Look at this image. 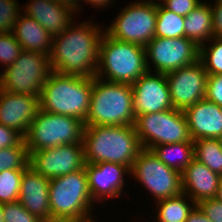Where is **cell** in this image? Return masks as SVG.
Returning <instances> with one entry per match:
<instances>
[{"label": "cell", "instance_id": "6da1fadb", "mask_svg": "<svg viewBox=\"0 0 222 222\" xmlns=\"http://www.w3.org/2000/svg\"><path fill=\"white\" fill-rule=\"evenodd\" d=\"M73 24L61 34L53 36L49 56L52 71L94 78L99 61L100 42L105 30L90 20L80 25Z\"/></svg>", "mask_w": 222, "mask_h": 222}, {"label": "cell", "instance_id": "7a4b0ae2", "mask_svg": "<svg viewBox=\"0 0 222 222\" xmlns=\"http://www.w3.org/2000/svg\"><path fill=\"white\" fill-rule=\"evenodd\" d=\"M82 144L85 163L110 162L129 169L143 149L134 125L85 126Z\"/></svg>", "mask_w": 222, "mask_h": 222}, {"label": "cell", "instance_id": "3957f363", "mask_svg": "<svg viewBox=\"0 0 222 222\" xmlns=\"http://www.w3.org/2000/svg\"><path fill=\"white\" fill-rule=\"evenodd\" d=\"M92 86L93 78L52 71L40 92V109L85 122L90 109Z\"/></svg>", "mask_w": 222, "mask_h": 222}, {"label": "cell", "instance_id": "277c9868", "mask_svg": "<svg viewBox=\"0 0 222 222\" xmlns=\"http://www.w3.org/2000/svg\"><path fill=\"white\" fill-rule=\"evenodd\" d=\"M94 203L85 167L50 179L51 222H96L91 215Z\"/></svg>", "mask_w": 222, "mask_h": 222}, {"label": "cell", "instance_id": "5b68a950", "mask_svg": "<svg viewBox=\"0 0 222 222\" xmlns=\"http://www.w3.org/2000/svg\"><path fill=\"white\" fill-rule=\"evenodd\" d=\"M132 85L93 78L85 126L134 125Z\"/></svg>", "mask_w": 222, "mask_h": 222}, {"label": "cell", "instance_id": "8992f818", "mask_svg": "<svg viewBox=\"0 0 222 222\" xmlns=\"http://www.w3.org/2000/svg\"><path fill=\"white\" fill-rule=\"evenodd\" d=\"M148 71L145 47L118 41L103 34L96 77L110 82L133 84Z\"/></svg>", "mask_w": 222, "mask_h": 222}, {"label": "cell", "instance_id": "52a82bcc", "mask_svg": "<svg viewBox=\"0 0 222 222\" xmlns=\"http://www.w3.org/2000/svg\"><path fill=\"white\" fill-rule=\"evenodd\" d=\"M83 121L66 115L39 110L24 137L28 153L83 140Z\"/></svg>", "mask_w": 222, "mask_h": 222}, {"label": "cell", "instance_id": "ba28073f", "mask_svg": "<svg viewBox=\"0 0 222 222\" xmlns=\"http://www.w3.org/2000/svg\"><path fill=\"white\" fill-rule=\"evenodd\" d=\"M51 72L49 56L22 50L12 65L0 73V89L16 94L40 96Z\"/></svg>", "mask_w": 222, "mask_h": 222}, {"label": "cell", "instance_id": "9c48e42d", "mask_svg": "<svg viewBox=\"0 0 222 222\" xmlns=\"http://www.w3.org/2000/svg\"><path fill=\"white\" fill-rule=\"evenodd\" d=\"M135 129L142 148L193 141L182 110L168 109L136 117Z\"/></svg>", "mask_w": 222, "mask_h": 222}, {"label": "cell", "instance_id": "30bf717a", "mask_svg": "<svg viewBox=\"0 0 222 222\" xmlns=\"http://www.w3.org/2000/svg\"><path fill=\"white\" fill-rule=\"evenodd\" d=\"M156 20L155 3L133 2L121 10L105 32L118 41L145 47L155 37Z\"/></svg>", "mask_w": 222, "mask_h": 222}, {"label": "cell", "instance_id": "8fae6325", "mask_svg": "<svg viewBox=\"0 0 222 222\" xmlns=\"http://www.w3.org/2000/svg\"><path fill=\"white\" fill-rule=\"evenodd\" d=\"M130 173L153 194L156 202L182 193L181 173L165 165L152 150L143 148L140 151Z\"/></svg>", "mask_w": 222, "mask_h": 222}, {"label": "cell", "instance_id": "7c38bea8", "mask_svg": "<svg viewBox=\"0 0 222 222\" xmlns=\"http://www.w3.org/2000/svg\"><path fill=\"white\" fill-rule=\"evenodd\" d=\"M146 64L148 71L167 74L179 68L194 64L199 60L200 47L186 37H154L146 46ZM150 58V59H149Z\"/></svg>", "mask_w": 222, "mask_h": 222}, {"label": "cell", "instance_id": "4fadbf2b", "mask_svg": "<svg viewBox=\"0 0 222 222\" xmlns=\"http://www.w3.org/2000/svg\"><path fill=\"white\" fill-rule=\"evenodd\" d=\"M165 75L174 109L184 111L205 99L208 74L200 60Z\"/></svg>", "mask_w": 222, "mask_h": 222}, {"label": "cell", "instance_id": "5bb4252c", "mask_svg": "<svg viewBox=\"0 0 222 222\" xmlns=\"http://www.w3.org/2000/svg\"><path fill=\"white\" fill-rule=\"evenodd\" d=\"M29 155V165L49 179L67 175L85 166L82 142L34 151Z\"/></svg>", "mask_w": 222, "mask_h": 222}, {"label": "cell", "instance_id": "9a60e30c", "mask_svg": "<svg viewBox=\"0 0 222 222\" xmlns=\"http://www.w3.org/2000/svg\"><path fill=\"white\" fill-rule=\"evenodd\" d=\"M135 117L172 109L166 75L147 71L132 84Z\"/></svg>", "mask_w": 222, "mask_h": 222}, {"label": "cell", "instance_id": "2e32d148", "mask_svg": "<svg viewBox=\"0 0 222 222\" xmlns=\"http://www.w3.org/2000/svg\"><path fill=\"white\" fill-rule=\"evenodd\" d=\"M39 110V96L0 89V124L17 131L23 138Z\"/></svg>", "mask_w": 222, "mask_h": 222}, {"label": "cell", "instance_id": "e0dca14e", "mask_svg": "<svg viewBox=\"0 0 222 222\" xmlns=\"http://www.w3.org/2000/svg\"><path fill=\"white\" fill-rule=\"evenodd\" d=\"M85 170L88 177V187L93 201L103 202L108 198L119 197L124 187V176L130 173L127 166L110 163H85Z\"/></svg>", "mask_w": 222, "mask_h": 222}, {"label": "cell", "instance_id": "ac0fdd59", "mask_svg": "<svg viewBox=\"0 0 222 222\" xmlns=\"http://www.w3.org/2000/svg\"><path fill=\"white\" fill-rule=\"evenodd\" d=\"M49 183V178L28 165L23 171L18 199L24 208L44 222H51Z\"/></svg>", "mask_w": 222, "mask_h": 222}, {"label": "cell", "instance_id": "d6986e66", "mask_svg": "<svg viewBox=\"0 0 222 222\" xmlns=\"http://www.w3.org/2000/svg\"><path fill=\"white\" fill-rule=\"evenodd\" d=\"M191 139H220L222 137V107L206 99L184 111Z\"/></svg>", "mask_w": 222, "mask_h": 222}, {"label": "cell", "instance_id": "ffe728a7", "mask_svg": "<svg viewBox=\"0 0 222 222\" xmlns=\"http://www.w3.org/2000/svg\"><path fill=\"white\" fill-rule=\"evenodd\" d=\"M220 180L219 174L194 158L181 172L182 192L197 204L206 199L216 198Z\"/></svg>", "mask_w": 222, "mask_h": 222}, {"label": "cell", "instance_id": "44dd1931", "mask_svg": "<svg viewBox=\"0 0 222 222\" xmlns=\"http://www.w3.org/2000/svg\"><path fill=\"white\" fill-rule=\"evenodd\" d=\"M25 6L22 13L35 19L51 36L61 34L75 20L73 16L76 11L57 0H31Z\"/></svg>", "mask_w": 222, "mask_h": 222}, {"label": "cell", "instance_id": "7402d4cb", "mask_svg": "<svg viewBox=\"0 0 222 222\" xmlns=\"http://www.w3.org/2000/svg\"><path fill=\"white\" fill-rule=\"evenodd\" d=\"M12 32L22 46V50L35 51L50 56L53 36L35 19L25 14L22 15L21 12Z\"/></svg>", "mask_w": 222, "mask_h": 222}, {"label": "cell", "instance_id": "603a6c76", "mask_svg": "<svg viewBox=\"0 0 222 222\" xmlns=\"http://www.w3.org/2000/svg\"><path fill=\"white\" fill-rule=\"evenodd\" d=\"M184 37L195 42L199 47L213 37L212 6L205 1L189 12L184 19ZM208 40V41H207Z\"/></svg>", "mask_w": 222, "mask_h": 222}, {"label": "cell", "instance_id": "cb8c5ba5", "mask_svg": "<svg viewBox=\"0 0 222 222\" xmlns=\"http://www.w3.org/2000/svg\"><path fill=\"white\" fill-rule=\"evenodd\" d=\"M151 150L165 165L180 173L194 159V141L157 145Z\"/></svg>", "mask_w": 222, "mask_h": 222}, {"label": "cell", "instance_id": "d4e9b609", "mask_svg": "<svg viewBox=\"0 0 222 222\" xmlns=\"http://www.w3.org/2000/svg\"><path fill=\"white\" fill-rule=\"evenodd\" d=\"M157 205L155 210H158V222H185L196 203L182 192L177 196L157 201Z\"/></svg>", "mask_w": 222, "mask_h": 222}, {"label": "cell", "instance_id": "484cf974", "mask_svg": "<svg viewBox=\"0 0 222 222\" xmlns=\"http://www.w3.org/2000/svg\"><path fill=\"white\" fill-rule=\"evenodd\" d=\"M194 158L222 177V145L219 139L194 140Z\"/></svg>", "mask_w": 222, "mask_h": 222}, {"label": "cell", "instance_id": "4316f807", "mask_svg": "<svg viewBox=\"0 0 222 222\" xmlns=\"http://www.w3.org/2000/svg\"><path fill=\"white\" fill-rule=\"evenodd\" d=\"M184 19V16L166 9L162 4H158L155 37H184Z\"/></svg>", "mask_w": 222, "mask_h": 222}, {"label": "cell", "instance_id": "83f0119b", "mask_svg": "<svg viewBox=\"0 0 222 222\" xmlns=\"http://www.w3.org/2000/svg\"><path fill=\"white\" fill-rule=\"evenodd\" d=\"M30 162V155L23 139L18 145L0 149V173L4 170H24Z\"/></svg>", "mask_w": 222, "mask_h": 222}, {"label": "cell", "instance_id": "f1b7e54d", "mask_svg": "<svg viewBox=\"0 0 222 222\" xmlns=\"http://www.w3.org/2000/svg\"><path fill=\"white\" fill-rule=\"evenodd\" d=\"M211 46H200L199 60L208 75L222 74V38L213 37Z\"/></svg>", "mask_w": 222, "mask_h": 222}, {"label": "cell", "instance_id": "f546056e", "mask_svg": "<svg viewBox=\"0 0 222 222\" xmlns=\"http://www.w3.org/2000/svg\"><path fill=\"white\" fill-rule=\"evenodd\" d=\"M23 171L10 169L0 173V203L18 201Z\"/></svg>", "mask_w": 222, "mask_h": 222}, {"label": "cell", "instance_id": "4dcf8cb0", "mask_svg": "<svg viewBox=\"0 0 222 222\" xmlns=\"http://www.w3.org/2000/svg\"><path fill=\"white\" fill-rule=\"evenodd\" d=\"M21 52L22 46L13 32L0 33V63L5 65V68L12 65Z\"/></svg>", "mask_w": 222, "mask_h": 222}, {"label": "cell", "instance_id": "1f68e13d", "mask_svg": "<svg viewBox=\"0 0 222 222\" xmlns=\"http://www.w3.org/2000/svg\"><path fill=\"white\" fill-rule=\"evenodd\" d=\"M21 13L16 0H0V33L12 32Z\"/></svg>", "mask_w": 222, "mask_h": 222}, {"label": "cell", "instance_id": "d6a6232c", "mask_svg": "<svg viewBox=\"0 0 222 222\" xmlns=\"http://www.w3.org/2000/svg\"><path fill=\"white\" fill-rule=\"evenodd\" d=\"M3 222H44L31 214L19 201L3 204Z\"/></svg>", "mask_w": 222, "mask_h": 222}, {"label": "cell", "instance_id": "836d02e7", "mask_svg": "<svg viewBox=\"0 0 222 222\" xmlns=\"http://www.w3.org/2000/svg\"><path fill=\"white\" fill-rule=\"evenodd\" d=\"M205 99L222 107V74L207 76Z\"/></svg>", "mask_w": 222, "mask_h": 222}, {"label": "cell", "instance_id": "e575fe53", "mask_svg": "<svg viewBox=\"0 0 222 222\" xmlns=\"http://www.w3.org/2000/svg\"><path fill=\"white\" fill-rule=\"evenodd\" d=\"M196 205L213 222H222V202L217 198L206 199Z\"/></svg>", "mask_w": 222, "mask_h": 222}, {"label": "cell", "instance_id": "d590c367", "mask_svg": "<svg viewBox=\"0 0 222 222\" xmlns=\"http://www.w3.org/2000/svg\"><path fill=\"white\" fill-rule=\"evenodd\" d=\"M201 2V0H166L165 2H162V5L166 9L185 17Z\"/></svg>", "mask_w": 222, "mask_h": 222}, {"label": "cell", "instance_id": "8d00e7d4", "mask_svg": "<svg viewBox=\"0 0 222 222\" xmlns=\"http://www.w3.org/2000/svg\"><path fill=\"white\" fill-rule=\"evenodd\" d=\"M23 139L17 131L0 124V149L16 146Z\"/></svg>", "mask_w": 222, "mask_h": 222}, {"label": "cell", "instance_id": "74e56055", "mask_svg": "<svg viewBox=\"0 0 222 222\" xmlns=\"http://www.w3.org/2000/svg\"><path fill=\"white\" fill-rule=\"evenodd\" d=\"M212 6L214 37L222 38V0H215Z\"/></svg>", "mask_w": 222, "mask_h": 222}, {"label": "cell", "instance_id": "f35d334b", "mask_svg": "<svg viewBox=\"0 0 222 222\" xmlns=\"http://www.w3.org/2000/svg\"><path fill=\"white\" fill-rule=\"evenodd\" d=\"M185 222H213L196 205L193 210L189 213Z\"/></svg>", "mask_w": 222, "mask_h": 222}, {"label": "cell", "instance_id": "ab89813d", "mask_svg": "<svg viewBox=\"0 0 222 222\" xmlns=\"http://www.w3.org/2000/svg\"><path fill=\"white\" fill-rule=\"evenodd\" d=\"M86 3H90L91 6L95 7V8H104L105 6H108V4L110 5L112 0H83Z\"/></svg>", "mask_w": 222, "mask_h": 222}, {"label": "cell", "instance_id": "60d3db41", "mask_svg": "<svg viewBox=\"0 0 222 222\" xmlns=\"http://www.w3.org/2000/svg\"><path fill=\"white\" fill-rule=\"evenodd\" d=\"M57 1L60 2L61 4L71 7L76 12H77L78 8H80L78 6H81V5H79V3H80V2H78L79 0H57Z\"/></svg>", "mask_w": 222, "mask_h": 222}, {"label": "cell", "instance_id": "b9f144b4", "mask_svg": "<svg viewBox=\"0 0 222 222\" xmlns=\"http://www.w3.org/2000/svg\"><path fill=\"white\" fill-rule=\"evenodd\" d=\"M216 198L222 202V177L219 183V188Z\"/></svg>", "mask_w": 222, "mask_h": 222}, {"label": "cell", "instance_id": "7bdbcfd3", "mask_svg": "<svg viewBox=\"0 0 222 222\" xmlns=\"http://www.w3.org/2000/svg\"><path fill=\"white\" fill-rule=\"evenodd\" d=\"M0 222H3V204L0 203Z\"/></svg>", "mask_w": 222, "mask_h": 222}, {"label": "cell", "instance_id": "ee69618b", "mask_svg": "<svg viewBox=\"0 0 222 222\" xmlns=\"http://www.w3.org/2000/svg\"><path fill=\"white\" fill-rule=\"evenodd\" d=\"M148 1H150V2H153V3H155L156 5H158V4H162V1L163 2H165L166 0H160L161 2L159 3V2H157V1H155V0H148Z\"/></svg>", "mask_w": 222, "mask_h": 222}]
</instances>
